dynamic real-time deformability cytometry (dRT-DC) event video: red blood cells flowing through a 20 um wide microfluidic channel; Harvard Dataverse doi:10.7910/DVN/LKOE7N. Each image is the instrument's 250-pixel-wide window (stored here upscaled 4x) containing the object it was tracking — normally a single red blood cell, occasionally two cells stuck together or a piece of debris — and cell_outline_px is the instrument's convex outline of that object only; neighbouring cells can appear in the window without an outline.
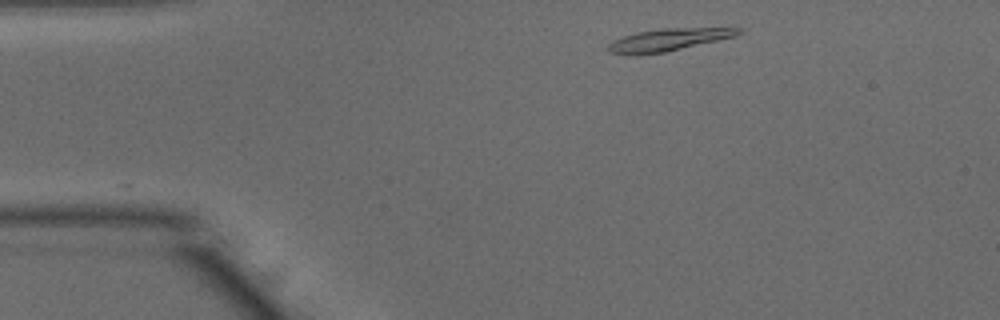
{"species": "common noctule bat (a hibernating species)", "species_latin": "Nyctalus noctula", "temperature_condition": "warm", "stored_images_in_passage": 31, "camera_frame_rate_fps": 3000, "um_per_image_px": 0.085, "animal": {"sex": "male", "body_mass_g": 15.6}, "frame": {"image": 1, "passage_image": 2, "time_ms": 0.333, "image_size_px": [1000, 320], "cell_outline_px": [[744, 32], [736, 36], [664, 52], [632, 56], [628, 56], [608, 52], [608, 44], [612, 40], [636, 32], [664, 28], [744, 28]], "centroid_in_image_um": [56.77, 3.39], "position_along_channel_um": 28.2, "area_um2": 17.05}}
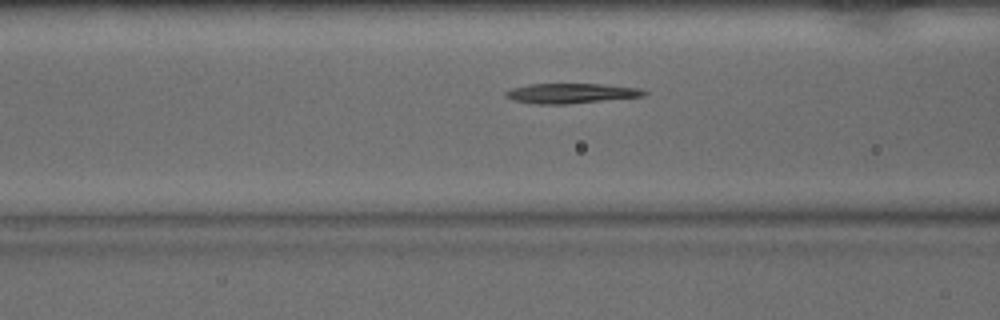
{"frame": {"image": 2, "passage_image": 13, "time_ms": 4.0, "image_size_px": [1000, 320], "cell_outline_px": [[648, 92], [644, 96], [568, 104], [532, 104], [512, 100], [504, 96], [504, 92], [512, 88], [528, 84], [604, 84], [640, 88]], "centroid_in_image_um": [48.5, 7.93], "position_along_channel_um": 118.1, "area_um2": 16.24}}
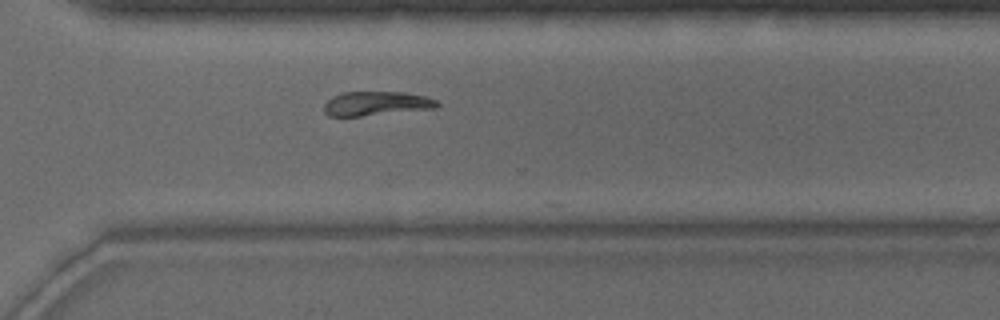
{"frame": {"image": 3, "passage_image": 30, "time_ms": 9.667, "image_size_px": [1000, 320], "cell_outline_px": [[440, 104], [436, 108], [360, 116], [328, 116], [324, 112], [324, 104], [332, 96], [344, 92], [404, 92], [424, 96], [436, 100]], "centroid_in_image_um": [31.96, 8.8], "position_along_channel_um": 338.6, "area_um2": 15.84}}